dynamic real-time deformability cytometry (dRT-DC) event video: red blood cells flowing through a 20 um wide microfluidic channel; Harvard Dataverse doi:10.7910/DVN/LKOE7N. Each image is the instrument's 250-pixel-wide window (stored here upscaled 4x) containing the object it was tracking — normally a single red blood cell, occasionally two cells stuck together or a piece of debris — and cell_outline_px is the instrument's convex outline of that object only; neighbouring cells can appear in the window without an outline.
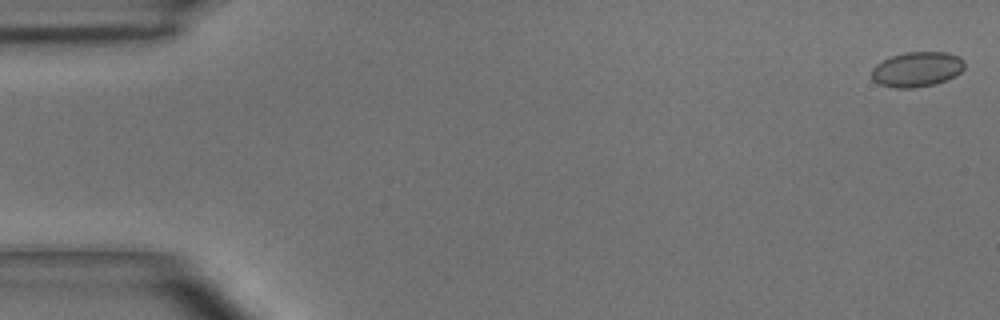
{"species": "common noctule bat (a hibernating species)", "species_latin": "Nyctalus noctula", "temperature_condition": "room temperature", "stored_images_in_passage": 5, "camera_frame_rate_fps": 3000, "um_per_image_px": 0.085, "animal": {"sex": "male", "body_mass_g": 15.6}, "frame": {"image": 1, "passage_image": 1, "time_ms": 0.0, "image_size_px": [1000, 320], "cell_outline_px": [[964, 68], [956, 76], [948, 80], [936, 84], [912, 88], [896, 88], [880, 84], [872, 80], [872, 68], [876, 64], [892, 56], [904, 52], [944, 52], [960, 56], [964, 60]], "centroid_in_image_um": [77.96, 5.89], "position_along_channel_um": 7.0, "area_um2": 19.07}}
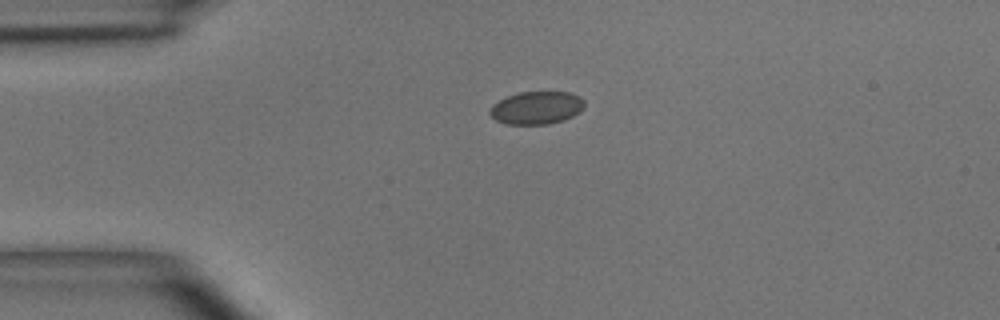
{"frame": {"image": 2, "passage_image": 4, "time_ms": 3.667, "image_size_px": [1000, 320], "cell_outline_px": [[584, 108], [580, 112], [564, 120], [548, 124], [504, 124], [496, 120], [488, 112], [492, 104], [508, 96], [520, 92], [568, 92], [580, 96], [584, 100]], "centroid_in_image_um": [45.61, 9.17], "position_along_channel_um": 39.4, "area_um2": 18.15}}